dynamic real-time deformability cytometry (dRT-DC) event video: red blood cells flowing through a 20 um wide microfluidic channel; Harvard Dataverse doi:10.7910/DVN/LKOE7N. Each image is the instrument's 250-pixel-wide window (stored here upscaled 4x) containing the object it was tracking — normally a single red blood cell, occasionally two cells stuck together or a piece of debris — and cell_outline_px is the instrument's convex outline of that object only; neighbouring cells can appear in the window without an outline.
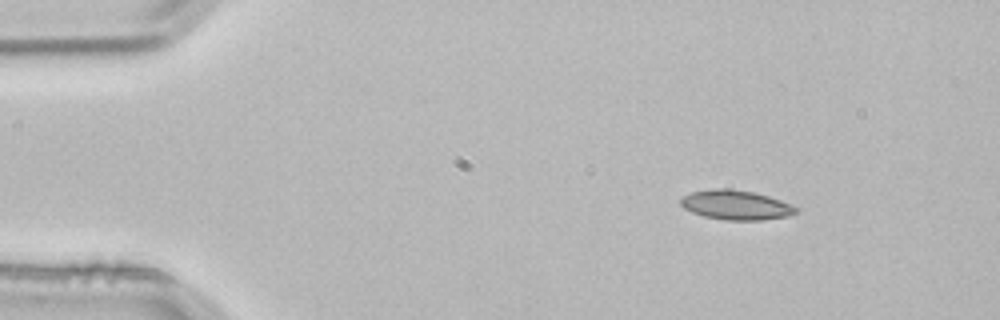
{"species": "common noctule bat (a hibernating species)", "species_latin": "Nyctalus noctula", "temperature_condition": "room temperature", "stored_images_in_passage": 2, "camera_frame_rate_fps": 3000, "um_per_image_px": 0.085, "animal": {"sex": "male", "body_mass_g": 21.5, "forearm_length_mm": 52.0}, "frame": {"image": 1, "passage_image": 1, "time_ms": 0.0, "image_size_px": [1000, 320], "cell_outline_px": [[800, 208], [796, 212], [788, 216], [764, 220], [724, 220], [704, 216], [692, 212], [684, 208], [680, 204], [680, 200], [684, 196], [692, 192], [708, 188], [728, 188], [752, 192], [768, 196], [780, 200]], "centroid_in_image_um": [62.55, 17.42], "position_along_channel_um": 22.5, "area_um2": 19.88}}